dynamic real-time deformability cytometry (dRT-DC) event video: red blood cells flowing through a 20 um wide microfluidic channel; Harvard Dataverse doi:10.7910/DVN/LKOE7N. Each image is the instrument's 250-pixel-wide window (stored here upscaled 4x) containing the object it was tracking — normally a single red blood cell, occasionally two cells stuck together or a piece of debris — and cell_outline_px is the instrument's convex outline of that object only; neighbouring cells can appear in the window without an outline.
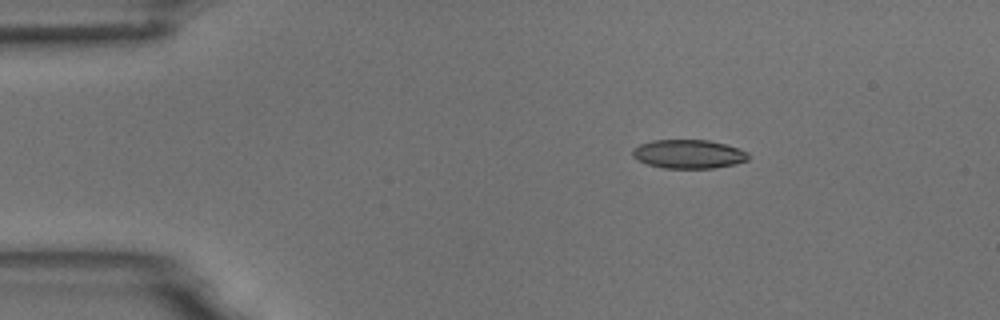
{"species": "common noctule bat (a hibernating species)", "species_latin": "Nyctalus noctula", "temperature_condition": "room temperature", "stored_images_in_passage": 4, "camera_frame_rate_fps": 3000, "um_per_image_px": 0.085, "animal": {"sex": "male", "body_mass_g": 18.8}, "frame": {"image": 1, "passage_image": 2, "time_ms": 1.333, "image_size_px": [1000, 320], "cell_outline_px": [[748, 160], [736, 164], [712, 168], [664, 168], [648, 164], [632, 156], [632, 148], [640, 144], [652, 140], [708, 140], [740, 148], [748, 152]], "centroid_in_image_um": [58.54, 13.09], "position_along_channel_um": 26.5, "area_um2": 19.42}}
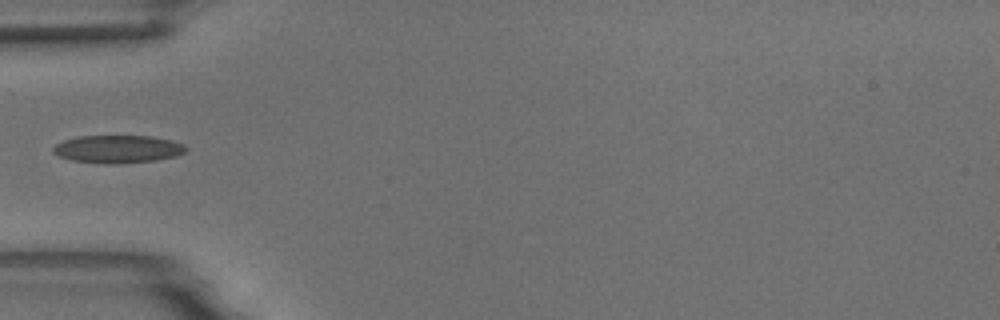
{"frame": {"image": 2, "passage_image": 4, "time_ms": 4.333, "image_size_px": [1000, 320], "cell_outline_px": [[188, 148], [184, 152], [176, 156], [156, 160], [120, 164], [104, 164], [72, 160], [60, 156], [52, 152], [52, 148], [56, 144], [64, 140], [80, 136], [152, 136], [172, 140], [184, 144]], "centroid_in_image_um": [10.03, 12.67], "position_along_channel_um": 75.0, "area_um2": 21.62}}